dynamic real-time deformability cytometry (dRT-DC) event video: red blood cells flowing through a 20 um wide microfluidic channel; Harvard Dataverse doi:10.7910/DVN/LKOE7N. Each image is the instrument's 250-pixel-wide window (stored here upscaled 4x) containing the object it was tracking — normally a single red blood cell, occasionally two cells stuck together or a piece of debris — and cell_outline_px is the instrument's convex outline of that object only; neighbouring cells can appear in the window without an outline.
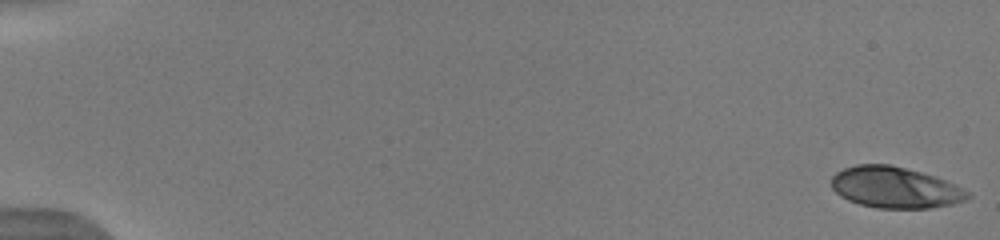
{"species": "human", "species_latin": "Homo sapiens", "temperature_condition": "warm", "stored_images_in_passage": 52, "camera_frame_rate_fps": 3000, "um_per_image_px": 0.085, "donor": {"sex": "male"}, "frame": {"image": 1, "passage_image": 1, "time_ms": 0.0, "image_size_px": [1000, 240], "cell_outline_px": [[972, 196], [968, 200], [952, 204], [928, 208], [876, 208], [860, 204], [848, 200], [840, 196], [832, 188], [832, 176], [836, 172], [844, 168], [856, 164], [888, 164], [936, 176], [956, 184], [968, 192]], "centroid_in_image_um": [76.1, 15.94], "position_along_channel_um": 8.9, "area_um2": 32.77}}
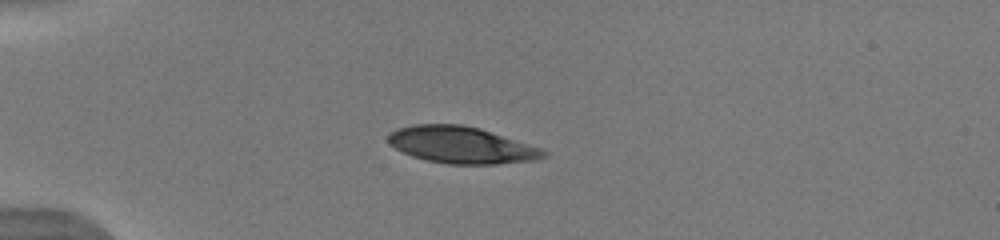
{"frame": {"image": 2, "passage_image": 15, "time_ms": 4.667, "image_size_px": [1000, 240], "cell_outline_px": [[548, 156], [536, 160], [496, 164], [448, 164], [428, 160], [412, 156], [388, 144], [388, 136], [396, 128], [412, 124], [464, 124], [480, 128], [540, 148], [548, 152]], "centroid_in_image_um": [39.21, 12.32], "position_along_channel_um": 45.8, "area_um2": 33.23}}
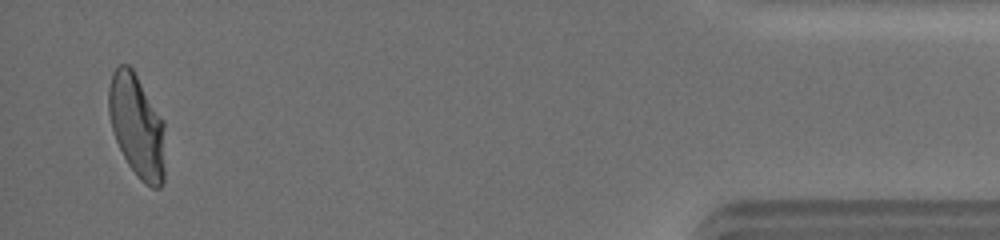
{"frame": {"image": 3, "passage_image": 51, "time_ms": 16.667, "image_size_px": [1000, 240], "cell_outline_px": [[164, 180], [160, 188], [152, 188], [144, 184], [140, 180], [128, 164], [116, 140], [112, 128], [108, 112], [108, 88], [112, 72], [120, 64], [128, 64], [132, 68], [164, 120]], "centroid_in_image_um": [11.64, 10.71], "position_along_channel_um": 423.6, "area_um2": 34.04}, "authors_computed_cell_mechanics": {"area_um2": 34.0442, "velocity_mm_per_s": 3.9626, "shape_relaxation_time_tau1_ms": 8.0796, "shape_relaxation_time_tau2_ms": null, "deformation_change_tau1": 0.2778, "deformation_change_tau2": null}}